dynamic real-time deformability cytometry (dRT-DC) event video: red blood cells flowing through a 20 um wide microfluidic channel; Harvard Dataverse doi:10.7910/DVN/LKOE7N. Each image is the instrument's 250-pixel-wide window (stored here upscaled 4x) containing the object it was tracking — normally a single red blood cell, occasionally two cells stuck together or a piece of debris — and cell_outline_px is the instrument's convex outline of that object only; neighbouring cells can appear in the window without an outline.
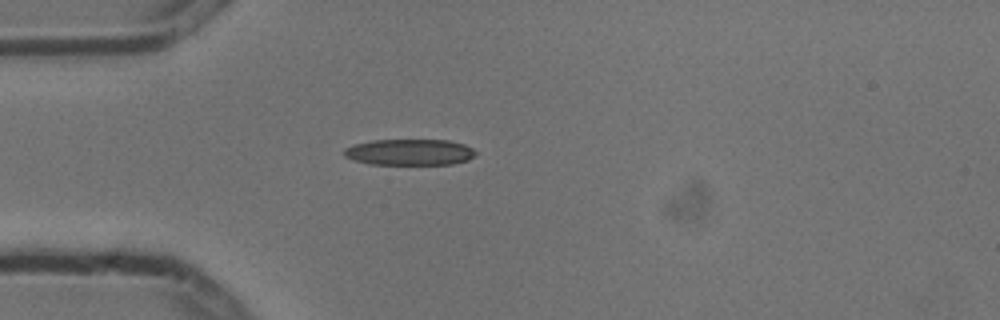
{"species": "common noctule bat (a hibernating species)", "species_latin": "Nyctalus noctula", "temperature_condition": "cold", "stored_images_in_passage": 1, "camera_frame_rate_fps": 3000, "um_per_image_px": 0.085, "animal": {"sex": "male", "body_mass_g": 13.3}, "frame": {"image": 1, "passage_image": 1, "time_ms": 0.0, "image_size_px": [1000, 320], "cell_outline_px": [[476, 156], [468, 160], [452, 164], [368, 164], [344, 156], [344, 148], [352, 144], [372, 140], [448, 140], [464, 144], [472, 148], [476, 152]], "centroid_in_image_um": [34.82, 12.93], "position_along_channel_um": 50.2, "area_um2": 20.11}}